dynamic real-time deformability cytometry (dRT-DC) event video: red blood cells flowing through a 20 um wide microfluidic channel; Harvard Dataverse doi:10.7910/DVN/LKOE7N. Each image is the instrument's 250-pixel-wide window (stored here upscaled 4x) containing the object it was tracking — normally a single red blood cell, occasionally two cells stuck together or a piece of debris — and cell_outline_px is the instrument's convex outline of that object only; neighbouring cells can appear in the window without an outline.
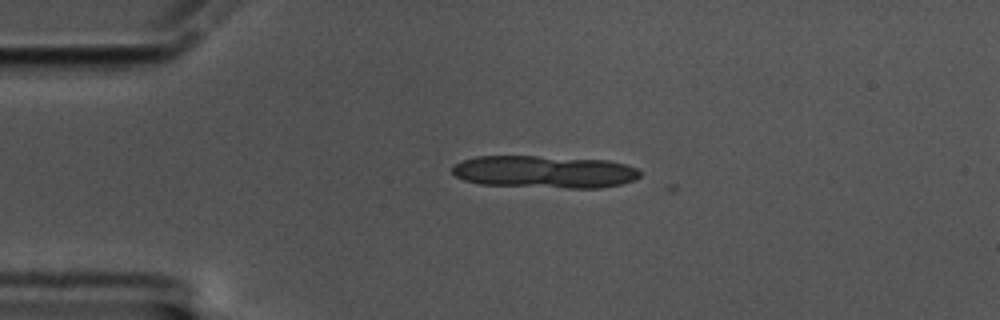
{"species": "common noctule bat (a hibernating species)", "species_latin": "Nyctalus noctula", "temperature_condition": "cold", "stored_images_in_passage": 4, "camera_frame_rate_fps": 3000, "um_per_image_px": 0.085, "animal": {"sex": "male", "body_mass_g": 17.5, "forearm_length_mm": 52.3}, "frame": {"image": 1, "passage_image": 2, "time_ms": 0.333, "image_size_px": [1000, 320], "cell_outline_px": [[640, 176], [636, 180], [620, 184], [600, 188], [568, 188], [480, 184], [464, 180], [456, 176], [452, 172], [452, 168], [456, 164], [464, 160], [476, 156], [536, 156], [608, 160], [628, 164], [636, 168], [640, 172]], "centroid_in_image_um": [46.32, 14.6], "position_along_channel_um": 38.7, "area_um2": 35.55}}